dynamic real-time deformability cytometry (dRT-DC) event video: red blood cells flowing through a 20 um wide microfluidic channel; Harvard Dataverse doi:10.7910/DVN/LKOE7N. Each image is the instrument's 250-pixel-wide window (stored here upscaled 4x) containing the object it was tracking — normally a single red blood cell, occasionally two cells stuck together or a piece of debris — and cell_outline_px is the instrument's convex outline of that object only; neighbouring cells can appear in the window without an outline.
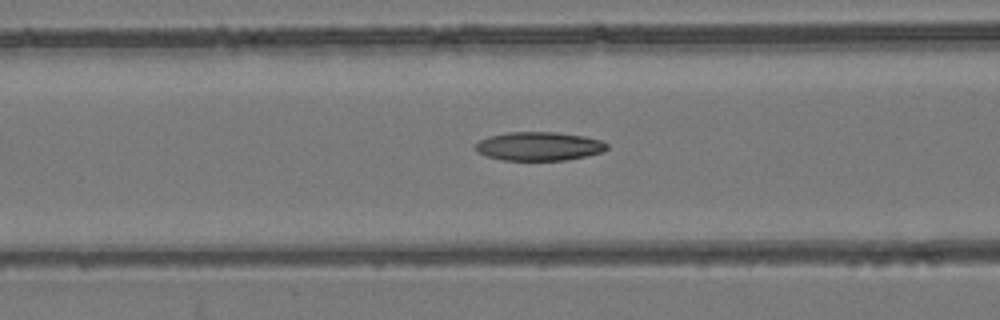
{"species": "common noctule bat (a hibernating species)", "species_latin": "Nyctalus noctula", "temperature_condition": "room temperature", "stored_images_in_passage": 31, "camera_frame_rate_fps": 3000, "um_per_image_px": 0.085, "animal": {"sex": "female", "body_mass_g": 24.6, "forearm_length_mm": 56.2}, "frame": {"image": 1, "passage_image": 6, "time_ms": 1.667, "image_size_px": [1000, 320], "cell_outline_px": [[608, 148], [604, 152], [564, 160], [504, 160], [488, 156], [476, 152], [476, 144], [480, 140], [488, 136], [508, 132], [556, 132], [584, 136], [600, 140], [608, 144]], "centroid_in_image_um": [45.82, 12.42], "position_along_channel_um": 120.8, "area_um2": 21.91}}
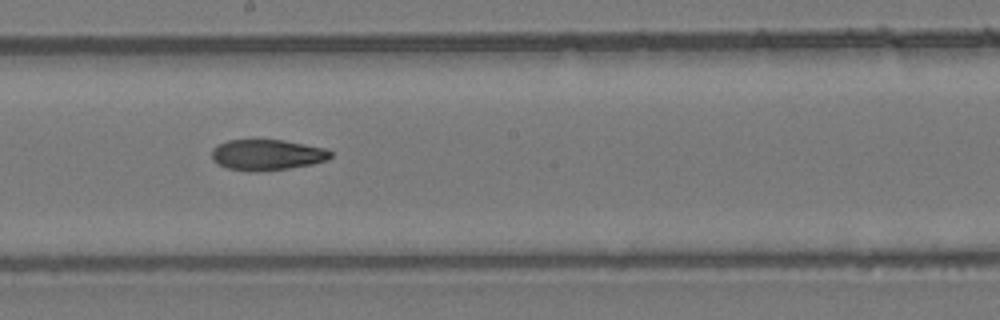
{"frame": {"image": 2, "passage_image": 14, "time_ms": 4.333, "image_size_px": [1000, 320], "cell_outline_px": [[332, 156], [328, 160], [312, 164], [288, 168], [256, 172], [228, 168], [216, 164], [212, 160], [212, 148], [228, 140], [284, 140], [328, 148], [332, 152]], "centroid_in_image_um": [22.73, 13.16], "position_along_channel_um": 225.5, "area_um2": 21.44}}
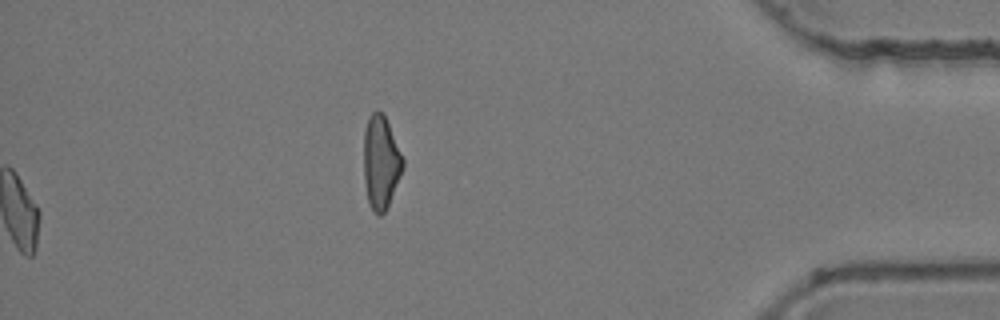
{"frame": {"image": 3, "passage_image": 31, "time_ms": 10.0, "image_size_px": [1000, 320], "cell_outline_px": [[404, 168], [388, 204], [384, 212], [380, 216], [376, 216], [372, 212], [368, 204], [364, 180], [364, 132], [368, 116], [372, 112], [380, 112], [384, 116], [388, 124], [404, 160]], "centroid_in_image_um": [32.35, 13.85], "position_along_channel_um": 402.8, "area_um2": 21.15}, "authors_computed_cell_mechanics": {"area_um2": 21.6172, "velocity_mm_per_s": 3.9222, "shape_relaxation_time_tau1_ms": null, "shape_relaxation_time_tau2_ms": 6.799, "deformation_change_tau1": null, "deformation_change_tau2": 0.1487}}